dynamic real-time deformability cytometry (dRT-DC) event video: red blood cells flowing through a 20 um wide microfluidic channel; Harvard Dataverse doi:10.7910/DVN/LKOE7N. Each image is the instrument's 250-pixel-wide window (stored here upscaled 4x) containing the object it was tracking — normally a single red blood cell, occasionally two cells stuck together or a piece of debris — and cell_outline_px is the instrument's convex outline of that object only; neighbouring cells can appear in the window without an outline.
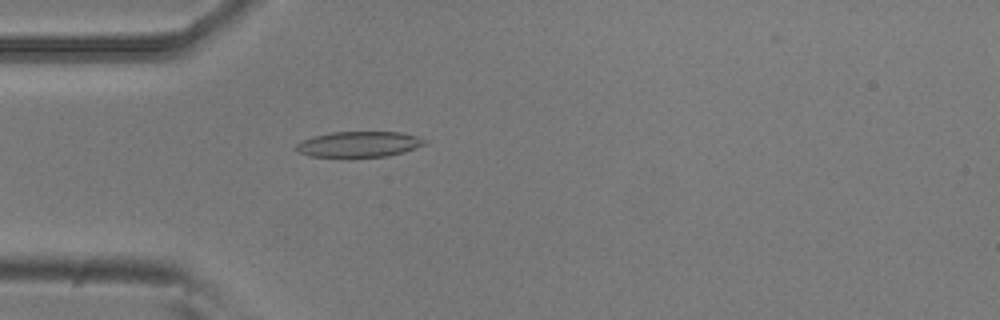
{"species": "common noctule bat (a hibernating species)", "species_latin": "Nyctalus noctula", "temperature_condition": "room temperature", "stored_images_in_passage": 53, "camera_frame_rate_fps": 3000, "um_per_image_px": 0.085, "animal": {"sex": "male", "body_mass_g": 20.5, "forearm_length_mm": 52.5}, "frame": {"image": 1, "passage_image": 15, "time_ms": 4.667, "image_size_px": [1000, 320], "cell_outline_px": [[428, 144], [404, 152], [388, 156], [352, 160], [348, 160], [312, 156], [296, 152], [296, 144], [312, 136], [332, 132], [400, 132], [416, 136], [428, 140]], "centroid_in_image_um": [30.51, 12.31], "position_along_channel_um": 54.5, "area_um2": 20.23}}
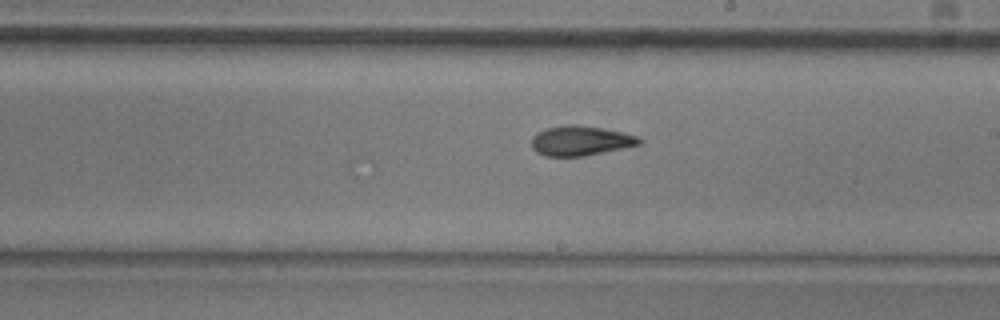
{"frame": {"image": 2, "passage_image": 30, "time_ms": 9.667, "image_size_px": [1000, 320], "cell_outline_px": [[644, 140], [640, 144], [604, 152], [584, 156], [544, 156], [536, 152], [532, 148], [532, 136], [536, 132], [548, 128], [568, 124], [572, 124], [600, 128], [624, 132], [640, 136]], "centroid_in_image_um": [49.35, 11.96], "position_along_channel_um": 239.6, "area_um2": 18.73}}
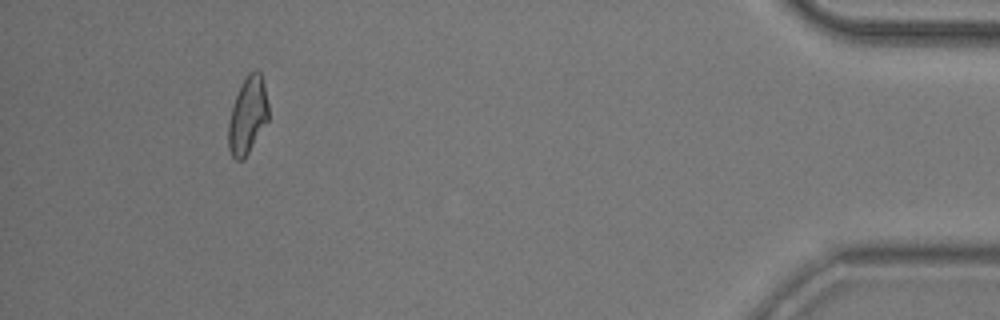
{"frame": {"image": 3, "passage_image": 49, "time_ms": 16.0, "image_size_px": [1000, 320], "cell_outline_px": [[268, 120], [244, 160], [236, 160], [232, 156], [228, 148], [228, 124], [232, 108], [240, 84], [248, 72], [260, 72], [264, 84], [268, 104]], "centroid_in_image_um": [21.04, 9.83], "position_along_channel_um": 414.2, "area_um2": 17.86}, "authors_computed_cell_mechanics": {"area_um2": 18.6116, "velocity_mm_per_s": 3.7952, "shape_relaxation_time_tau1_ms": null, "shape_relaxation_time_tau2_ms": 3.8297, "deformation_change_tau1": null, "deformation_change_tau2": 0.1132}}